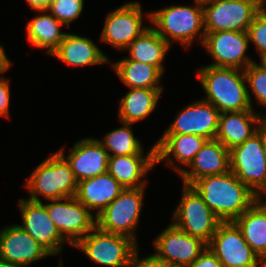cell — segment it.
Segmentation results:
<instances>
[{
  "label": "cell",
  "mask_w": 266,
  "mask_h": 267,
  "mask_svg": "<svg viewBox=\"0 0 266 267\" xmlns=\"http://www.w3.org/2000/svg\"><path fill=\"white\" fill-rule=\"evenodd\" d=\"M262 9L266 12V2H262Z\"/></svg>",
  "instance_id": "ee69618b"
},
{
  "label": "cell",
  "mask_w": 266,
  "mask_h": 267,
  "mask_svg": "<svg viewBox=\"0 0 266 267\" xmlns=\"http://www.w3.org/2000/svg\"><path fill=\"white\" fill-rule=\"evenodd\" d=\"M247 33L262 61L266 57V12L263 9L254 16Z\"/></svg>",
  "instance_id": "d6a6232c"
},
{
  "label": "cell",
  "mask_w": 266,
  "mask_h": 267,
  "mask_svg": "<svg viewBox=\"0 0 266 267\" xmlns=\"http://www.w3.org/2000/svg\"><path fill=\"white\" fill-rule=\"evenodd\" d=\"M182 191L181 199L173 211L172 224L208 244L222 221L190 185L183 184Z\"/></svg>",
  "instance_id": "8992f818"
},
{
  "label": "cell",
  "mask_w": 266,
  "mask_h": 267,
  "mask_svg": "<svg viewBox=\"0 0 266 267\" xmlns=\"http://www.w3.org/2000/svg\"><path fill=\"white\" fill-rule=\"evenodd\" d=\"M95 264L106 267H127L131 256L139 249L130 237L109 233L97 226L74 246Z\"/></svg>",
  "instance_id": "5b68a950"
},
{
  "label": "cell",
  "mask_w": 266,
  "mask_h": 267,
  "mask_svg": "<svg viewBox=\"0 0 266 267\" xmlns=\"http://www.w3.org/2000/svg\"><path fill=\"white\" fill-rule=\"evenodd\" d=\"M30 9L35 11H45L48 9L52 0H26Z\"/></svg>",
  "instance_id": "8d00e7d4"
},
{
  "label": "cell",
  "mask_w": 266,
  "mask_h": 267,
  "mask_svg": "<svg viewBox=\"0 0 266 267\" xmlns=\"http://www.w3.org/2000/svg\"><path fill=\"white\" fill-rule=\"evenodd\" d=\"M249 45L248 33L238 31L206 32L202 43L214 60L208 65L241 70L255 62L246 53Z\"/></svg>",
  "instance_id": "5bb4252c"
},
{
  "label": "cell",
  "mask_w": 266,
  "mask_h": 267,
  "mask_svg": "<svg viewBox=\"0 0 266 267\" xmlns=\"http://www.w3.org/2000/svg\"><path fill=\"white\" fill-rule=\"evenodd\" d=\"M24 187L30 193L28 200L41 202L45 200L74 197L77 191V180L66 159L58 152H53L44 159L29 175Z\"/></svg>",
  "instance_id": "277c9868"
},
{
  "label": "cell",
  "mask_w": 266,
  "mask_h": 267,
  "mask_svg": "<svg viewBox=\"0 0 266 267\" xmlns=\"http://www.w3.org/2000/svg\"><path fill=\"white\" fill-rule=\"evenodd\" d=\"M146 187L124 189L96 218L97 227L130 237L138 244L136 227L142 212Z\"/></svg>",
  "instance_id": "ba28073f"
},
{
  "label": "cell",
  "mask_w": 266,
  "mask_h": 267,
  "mask_svg": "<svg viewBox=\"0 0 266 267\" xmlns=\"http://www.w3.org/2000/svg\"><path fill=\"white\" fill-rule=\"evenodd\" d=\"M145 156L130 154L112 156L108 159V173L118 181L124 189L146 187L147 173L156 165V145L150 146Z\"/></svg>",
  "instance_id": "ffe728a7"
},
{
  "label": "cell",
  "mask_w": 266,
  "mask_h": 267,
  "mask_svg": "<svg viewBox=\"0 0 266 267\" xmlns=\"http://www.w3.org/2000/svg\"><path fill=\"white\" fill-rule=\"evenodd\" d=\"M191 187L222 222L235 221L259 199L232 171L199 178Z\"/></svg>",
  "instance_id": "6da1fadb"
},
{
  "label": "cell",
  "mask_w": 266,
  "mask_h": 267,
  "mask_svg": "<svg viewBox=\"0 0 266 267\" xmlns=\"http://www.w3.org/2000/svg\"><path fill=\"white\" fill-rule=\"evenodd\" d=\"M164 88H130L119 101L118 118L120 122L137 123L150 116Z\"/></svg>",
  "instance_id": "d4e9b609"
},
{
  "label": "cell",
  "mask_w": 266,
  "mask_h": 267,
  "mask_svg": "<svg viewBox=\"0 0 266 267\" xmlns=\"http://www.w3.org/2000/svg\"><path fill=\"white\" fill-rule=\"evenodd\" d=\"M234 222L252 250L266 264V205L258 199Z\"/></svg>",
  "instance_id": "484cf974"
},
{
  "label": "cell",
  "mask_w": 266,
  "mask_h": 267,
  "mask_svg": "<svg viewBox=\"0 0 266 267\" xmlns=\"http://www.w3.org/2000/svg\"><path fill=\"white\" fill-rule=\"evenodd\" d=\"M58 152L66 159L77 182L108 171V152L98 138H82L74 143L65 156L64 147Z\"/></svg>",
  "instance_id": "e0dca14e"
},
{
  "label": "cell",
  "mask_w": 266,
  "mask_h": 267,
  "mask_svg": "<svg viewBox=\"0 0 266 267\" xmlns=\"http://www.w3.org/2000/svg\"><path fill=\"white\" fill-rule=\"evenodd\" d=\"M261 62L266 66V57Z\"/></svg>",
  "instance_id": "f6af8a7d"
},
{
  "label": "cell",
  "mask_w": 266,
  "mask_h": 267,
  "mask_svg": "<svg viewBox=\"0 0 266 267\" xmlns=\"http://www.w3.org/2000/svg\"><path fill=\"white\" fill-rule=\"evenodd\" d=\"M207 140L196 134H163L155 142L156 164L164 161L179 175L183 171L182 166L188 168ZM176 162L182 166H178Z\"/></svg>",
  "instance_id": "d6986e66"
},
{
  "label": "cell",
  "mask_w": 266,
  "mask_h": 267,
  "mask_svg": "<svg viewBox=\"0 0 266 267\" xmlns=\"http://www.w3.org/2000/svg\"><path fill=\"white\" fill-rule=\"evenodd\" d=\"M179 174L184 185L197 179L230 171V151L217 139L207 140L193 161Z\"/></svg>",
  "instance_id": "44dd1931"
},
{
  "label": "cell",
  "mask_w": 266,
  "mask_h": 267,
  "mask_svg": "<svg viewBox=\"0 0 266 267\" xmlns=\"http://www.w3.org/2000/svg\"><path fill=\"white\" fill-rule=\"evenodd\" d=\"M42 13L37 15L26 24V36L32 46L46 49L48 54H52L65 38L67 32L60 29L62 24L51 13L37 11ZM43 12H45L43 14Z\"/></svg>",
  "instance_id": "83f0119b"
},
{
  "label": "cell",
  "mask_w": 266,
  "mask_h": 267,
  "mask_svg": "<svg viewBox=\"0 0 266 267\" xmlns=\"http://www.w3.org/2000/svg\"><path fill=\"white\" fill-rule=\"evenodd\" d=\"M21 213L19 226L35 239L52 256L63 251L65 243L71 245L59 232L46 211V203L35 202L27 198L18 200Z\"/></svg>",
  "instance_id": "9a60e30c"
},
{
  "label": "cell",
  "mask_w": 266,
  "mask_h": 267,
  "mask_svg": "<svg viewBox=\"0 0 266 267\" xmlns=\"http://www.w3.org/2000/svg\"><path fill=\"white\" fill-rule=\"evenodd\" d=\"M221 112L203 99L182 108L164 134H196L215 139Z\"/></svg>",
  "instance_id": "2e32d148"
},
{
  "label": "cell",
  "mask_w": 266,
  "mask_h": 267,
  "mask_svg": "<svg viewBox=\"0 0 266 267\" xmlns=\"http://www.w3.org/2000/svg\"><path fill=\"white\" fill-rule=\"evenodd\" d=\"M47 201L48 216L72 247L97 226L95 214L75 196Z\"/></svg>",
  "instance_id": "8fae6325"
},
{
  "label": "cell",
  "mask_w": 266,
  "mask_h": 267,
  "mask_svg": "<svg viewBox=\"0 0 266 267\" xmlns=\"http://www.w3.org/2000/svg\"><path fill=\"white\" fill-rule=\"evenodd\" d=\"M122 126L108 132L98 141L108 152L109 157L124 156L130 154H143L141 142L134 136L131 123L121 122ZM111 152V153H110Z\"/></svg>",
  "instance_id": "f546056e"
},
{
  "label": "cell",
  "mask_w": 266,
  "mask_h": 267,
  "mask_svg": "<svg viewBox=\"0 0 266 267\" xmlns=\"http://www.w3.org/2000/svg\"><path fill=\"white\" fill-rule=\"evenodd\" d=\"M83 7L84 0H52L47 12L69 28L70 23L81 16Z\"/></svg>",
  "instance_id": "1f68e13d"
},
{
  "label": "cell",
  "mask_w": 266,
  "mask_h": 267,
  "mask_svg": "<svg viewBox=\"0 0 266 267\" xmlns=\"http://www.w3.org/2000/svg\"><path fill=\"white\" fill-rule=\"evenodd\" d=\"M170 47L167 41L150 26L125 50L129 53L128 59L153 65L164 75L163 61Z\"/></svg>",
  "instance_id": "4316f807"
},
{
  "label": "cell",
  "mask_w": 266,
  "mask_h": 267,
  "mask_svg": "<svg viewBox=\"0 0 266 267\" xmlns=\"http://www.w3.org/2000/svg\"><path fill=\"white\" fill-rule=\"evenodd\" d=\"M196 71L206 96L203 100L221 113L253 110L244 70L205 65Z\"/></svg>",
  "instance_id": "7a4b0ae2"
},
{
  "label": "cell",
  "mask_w": 266,
  "mask_h": 267,
  "mask_svg": "<svg viewBox=\"0 0 266 267\" xmlns=\"http://www.w3.org/2000/svg\"><path fill=\"white\" fill-rule=\"evenodd\" d=\"M123 190L124 187L106 172L78 182L75 197L97 217Z\"/></svg>",
  "instance_id": "603a6c76"
},
{
  "label": "cell",
  "mask_w": 266,
  "mask_h": 267,
  "mask_svg": "<svg viewBox=\"0 0 266 267\" xmlns=\"http://www.w3.org/2000/svg\"><path fill=\"white\" fill-rule=\"evenodd\" d=\"M119 79L130 88H164L163 74L153 65L130 60L126 56L112 64Z\"/></svg>",
  "instance_id": "f1b7e54d"
},
{
  "label": "cell",
  "mask_w": 266,
  "mask_h": 267,
  "mask_svg": "<svg viewBox=\"0 0 266 267\" xmlns=\"http://www.w3.org/2000/svg\"><path fill=\"white\" fill-rule=\"evenodd\" d=\"M60 263V265H59V267H64L63 266V262L61 261V262H59Z\"/></svg>",
  "instance_id": "bcb514c9"
},
{
  "label": "cell",
  "mask_w": 266,
  "mask_h": 267,
  "mask_svg": "<svg viewBox=\"0 0 266 267\" xmlns=\"http://www.w3.org/2000/svg\"><path fill=\"white\" fill-rule=\"evenodd\" d=\"M154 253L159 262L187 267L192 264L204 250L207 243L191 236L170 223L153 241Z\"/></svg>",
  "instance_id": "4fadbf2b"
},
{
  "label": "cell",
  "mask_w": 266,
  "mask_h": 267,
  "mask_svg": "<svg viewBox=\"0 0 266 267\" xmlns=\"http://www.w3.org/2000/svg\"><path fill=\"white\" fill-rule=\"evenodd\" d=\"M52 256L18 224L5 226L0 231V259L21 267Z\"/></svg>",
  "instance_id": "ac0fdd59"
},
{
  "label": "cell",
  "mask_w": 266,
  "mask_h": 267,
  "mask_svg": "<svg viewBox=\"0 0 266 267\" xmlns=\"http://www.w3.org/2000/svg\"><path fill=\"white\" fill-rule=\"evenodd\" d=\"M12 66L11 60L5 53L4 46L0 44V74H4ZM1 76V75H0Z\"/></svg>",
  "instance_id": "74e56055"
},
{
  "label": "cell",
  "mask_w": 266,
  "mask_h": 267,
  "mask_svg": "<svg viewBox=\"0 0 266 267\" xmlns=\"http://www.w3.org/2000/svg\"><path fill=\"white\" fill-rule=\"evenodd\" d=\"M207 247L222 267H266L234 221L221 222Z\"/></svg>",
  "instance_id": "30bf717a"
},
{
  "label": "cell",
  "mask_w": 266,
  "mask_h": 267,
  "mask_svg": "<svg viewBox=\"0 0 266 267\" xmlns=\"http://www.w3.org/2000/svg\"><path fill=\"white\" fill-rule=\"evenodd\" d=\"M230 151V171L259 198L266 193V159L261 141V124L243 144Z\"/></svg>",
  "instance_id": "52a82bcc"
},
{
  "label": "cell",
  "mask_w": 266,
  "mask_h": 267,
  "mask_svg": "<svg viewBox=\"0 0 266 267\" xmlns=\"http://www.w3.org/2000/svg\"><path fill=\"white\" fill-rule=\"evenodd\" d=\"M244 73L248 85V97L253 110L252 97L256 98L257 103L266 109V66L261 61L260 63L255 61L244 70Z\"/></svg>",
  "instance_id": "4dcf8cb0"
},
{
  "label": "cell",
  "mask_w": 266,
  "mask_h": 267,
  "mask_svg": "<svg viewBox=\"0 0 266 267\" xmlns=\"http://www.w3.org/2000/svg\"><path fill=\"white\" fill-rule=\"evenodd\" d=\"M193 6H166L147 14L152 28L171 46L176 41L189 48L196 38L202 45L205 37L203 4L194 1Z\"/></svg>",
  "instance_id": "3957f363"
},
{
  "label": "cell",
  "mask_w": 266,
  "mask_h": 267,
  "mask_svg": "<svg viewBox=\"0 0 266 267\" xmlns=\"http://www.w3.org/2000/svg\"><path fill=\"white\" fill-rule=\"evenodd\" d=\"M187 267H222L221 262L208 248Z\"/></svg>",
  "instance_id": "e575fe53"
},
{
  "label": "cell",
  "mask_w": 266,
  "mask_h": 267,
  "mask_svg": "<svg viewBox=\"0 0 266 267\" xmlns=\"http://www.w3.org/2000/svg\"><path fill=\"white\" fill-rule=\"evenodd\" d=\"M10 82L4 76H0V117L9 118L10 114Z\"/></svg>",
  "instance_id": "836d02e7"
},
{
  "label": "cell",
  "mask_w": 266,
  "mask_h": 267,
  "mask_svg": "<svg viewBox=\"0 0 266 267\" xmlns=\"http://www.w3.org/2000/svg\"><path fill=\"white\" fill-rule=\"evenodd\" d=\"M195 1L203 4V3H206V2L211 1V0H195Z\"/></svg>",
  "instance_id": "7bdbcfd3"
},
{
  "label": "cell",
  "mask_w": 266,
  "mask_h": 267,
  "mask_svg": "<svg viewBox=\"0 0 266 267\" xmlns=\"http://www.w3.org/2000/svg\"><path fill=\"white\" fill-rule=\"evenodd\" d=\"M262 196H264V197H262ZM264 198H265V201H264ZM259 199L266 205V193L263 194V195H261V196L259 197Z\"/></svg>",
  "instance_id": "b9f144b4"
},
{
  "label": "cell",
  "mask_w": 266,
  "mask_h": 267,
  "mask_svg": "<svg viewBox=\"0 0 266 267\" xmlns=\"http://www.w3.org/2000/svg\"><path fill=\"white\" fill-rule=\"evenodd\" d=\"M262 0H211L203 3L205 32H247Z\"/></svg>",
  "instance_id": "9c48e42d"
},
{
  "label": "cell",
  "mask_w": 266,
  "mask_h": 267,
  "mask_svg": "<svg viewBox=\"0 0 266 267\" xmlns=\"http://www.w3.org/2000/svg\"><path fill=\"white\" fill-rule=\"evenodd\" d=\"M159 267H185V266L166 264V263H163V262H159Z\"/></svg>",
  "instance_id": "60d3db41"
},
{
  "label": "cell",
  "mask_w": 266,
  "mask_h": 267,
  "mask_svg": "<svg viewBox=\"0 0 266 267\" xmlns=\"http://www.w3.org/2000/svg\"><path fill=\"white\" fill-rule=\"evenodd\" d=\"M0 267H21L19 265L12 264L6 260L0 259Z\"/></svg>",
  "instance_id": "ab89813d"
},
{
  "label": "cell",
  "mask_w": 266,
  "mask_h": 267,
  "mask_svg": "<svg viewBox=\"0 0 266 267\" xmlns=\"http://www.w3.org/2000/svg\"><path fill=\"white\" fill-rule=\"evenodd\" d=\"M261 141L263 145V151L266 159V118L261 123Z\"/></svg>",
  "instance_id": "f35d334b"
},
{
  "label": "cell",
  "mask_w": 266,
  "mask_h": 267,
  "mask_svg": "<svg viewBox=\"0 0 266 267\" xmlns=\"http://www.w3.org/2000/svg\"><path fill=\"white\" fill-rule=\"evenodd\" d=\"M256 112L245 110L221 113L215 139L228 150L243 144L257 132L259 125L266 118V115L260 111Z\"/></svg>",
  "instance_id": "7402d4cb"
},
{
  "label": "cell",
  "mask_w": 266,
  "mask_h": 267,
  "mask_svg": "<svg viewBox=\"0 0 266 267\" xmlns=\"http://www.w3.org/2000/svg\"><path fill=\"white\" fill-rule=\"evenodd\" d=\"M143 18L139 1L124 3L106 16L100 41L124 51L135 38L150 27L144 26Z\"/></svg>",
  "instance_id": "7c38bea8"
},
{
  "label": "cell",
  "mask_w": 266,
  "mask_h": 267,
  "mask_svg": "<svg viewBox=\"0 0 266 267\" xmlns=\"http://www.w3.org/2000/svg\"><path fill=\"white\" fill-rule=\"evenodd\" d=\"M67 65L92 66L109 63V57L88 37L67 33L59 47L51 54Z\"/></svg>",
  "instance_id": "cb8c5ba5"
},
{
  "label": "cell",
  "mask_w": 266,
  "mask_h": 267,
  "mask_svg": "<svg viewBox=\"0 0 266 267\" xmlns=\"http://www.w3.org/2000/svg\"><path fill=\"white\" fill-rule=\"evenodd\" d=\"M127 267H159V261L150 254L145 258H139V249L131 256Z\"/></svg>",
  "instance_id": "d590c367"
}]
</instances>
